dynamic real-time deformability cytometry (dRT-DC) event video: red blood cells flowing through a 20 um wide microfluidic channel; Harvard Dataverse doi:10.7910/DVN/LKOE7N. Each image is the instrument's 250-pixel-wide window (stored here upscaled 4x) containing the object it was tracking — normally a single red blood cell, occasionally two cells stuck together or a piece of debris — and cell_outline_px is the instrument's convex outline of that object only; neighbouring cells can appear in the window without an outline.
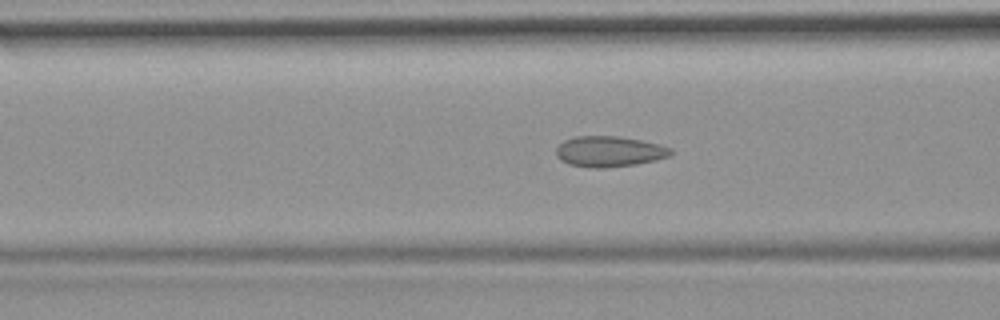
{"species": "common noctule bat (a hibernating species)", "species_latin": "Nyctalus noctula", "temperature_condition": "room temperature", "stored_images_in_passage": 52, "camera_frame_rate_fps": 3000, "um_per_image_px": 0.085, "animal": {"sex": "female", "body_mass_g": 19.9}, "frame": {"image": 1, "passage_image": 20, "time_ms": 6.333, "image_size_px": [1000, 320], "cell_outline_px": [[672, 152], [668, 156], [656, 160], [636, 164], [604, 168], [588, 168], [568, 164], [560, 160], [556, 156], [556, 148], [564, 140], [576, 136], [616, 136], [640, 140], [660, 144], [672, 148]], "centroid_in_image_um": [51.76, 12.88], "position_along_channel_um": 114.8, "area_um2": 20.58}}
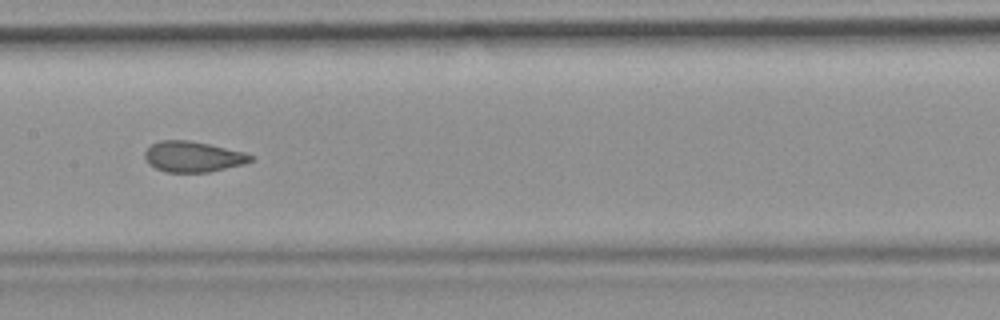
{"frame": {"image": 2, "passage_image": 26, "time_ms": 8.333, "image_size_px": [1000, 320], "cell_outline_px": [[256, 156], [252, 160], [244, 164], [208, 172], [164, 172], [148, 164], [144, 160], [144, 152], [152, 144], [160, 140], [188, 140], [208, 144], [244, 152]], "centroid_in_image_um": [16.38, 13.32], "position_along_channel_um": 191.0, "area_um2": 18.96}}
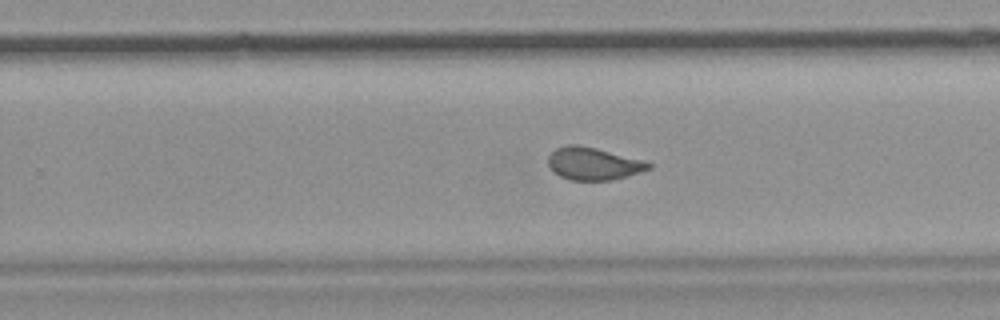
{"frame": {"image": 3, "passage_image": 33, "time_ms": 10.667, "image_size_px": [1000, 320], "cell_outline_px": [[652, 168], [612, 180], [568, 180], [552, 172], [548, 164], [548, 156], [556, 148], [568, 144], [576, 144], [596, 148], [644, 160], [652, 164]], "centroid_in_image_um": [50.41, 13.91], "position_along_channel_um": 279.4, "area_um2": 19.07}, "authors_computed_cell_mechanics": {"area_um2": 20.4034, "velocity_mm_per_s": 3.7982, "shape_relaxation_time_tau1_ms": null, "shape_relaxation_time_tau2_ms": 0.9464, "deformation_change_tau1": null, "deformation_change_tau2": 0.0632}}